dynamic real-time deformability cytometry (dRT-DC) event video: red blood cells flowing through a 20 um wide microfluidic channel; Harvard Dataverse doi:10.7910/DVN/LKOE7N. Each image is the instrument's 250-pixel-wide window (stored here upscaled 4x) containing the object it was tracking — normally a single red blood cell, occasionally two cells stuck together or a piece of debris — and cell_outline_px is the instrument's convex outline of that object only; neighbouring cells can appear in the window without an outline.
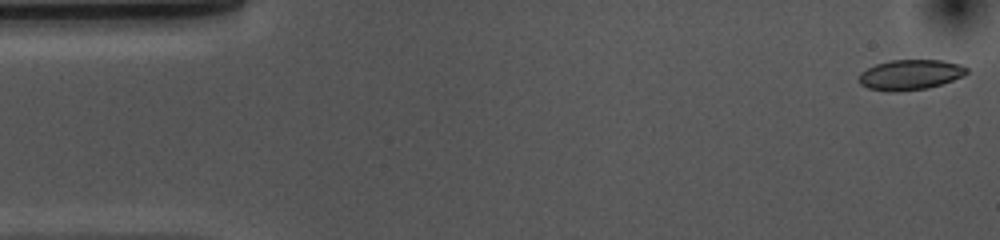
{"species": "common noctule bat (a hibernating species)", "species_latin": "Nyctalus noctula", "temperature_condition": "cold", "stored_images_in_passage": 53, "camera_frame_rate_fps": 3000, "um_per_image_px": 0.085, "animal": {"sex": "female", "body_mass_g": 10.0, "forearm_length_mm": 53.1}, "frame": {"image": 1, "passage_image": 1, "time_ms": 0.0, "image_size_px": [1000, 240], "cell_outline_px": [[968, 72], [964, 76], [928, 88], [896, 92], [888, 92], [868, 88], [860, 84], [860, 72], [876, 64], [892, 60], [944, 60], [960, 64], [968, 68]], "centroid_in_image_um": [77.39, 6.35], "position_along_channel_um": 7.6, "area_um2": 19.02}}
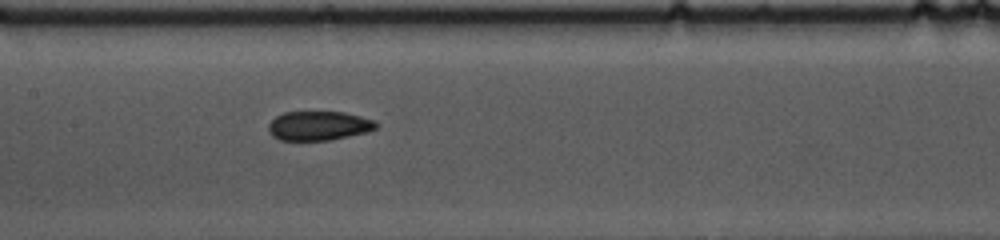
{"frame": {"image": 2, "passage_image": 24, "time_ms": 7.667, "image_size_px": [1000, 240], "cell_outline_px": [[380, 124], [376, 128], [368, 132], [328, 140], [280, 140], [272, 136], [268, 132], [268, 124], [276, 116], [284, 112], [344, 112], [376, 120]], "centroid_in_image_um": [27.1, 10.68], "position_along_channel_um": 180.3, "area_um2": 18.44}}
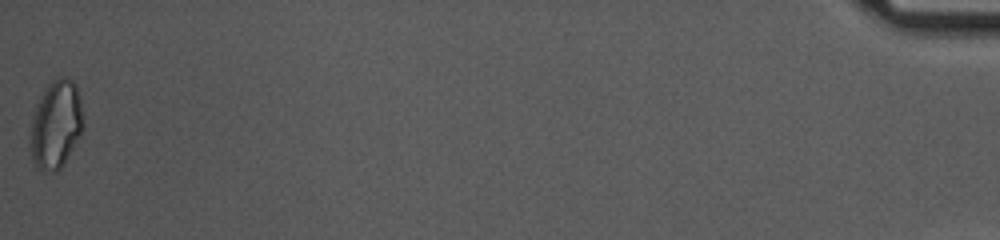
{"frame": {"image": 3, "passage_image": 53, "time_ms": 17.333, "image_size_px": [1000, 240], "cell_outline_px": [[80, 132], [72, 148], [60, 168], [56, 172], [52, 172], [36, 168], [32, 164], [28, 148], [32, 120], [36, 104], [48, 84], [52, 80], [60, 76], [68, 76], [76, 84], [80, 96]], "centroid_in_image_um": [4.68, 10.59], "position_along_channel_um": 430.5, "area_um2": 26.88}, "authors_computed_cell_mechanics": {"area_um2": 19.363, "velocity_mm_per_s": 3.6747, "shape_relaxation_time_tau1_ms": 8.5956, "shape_relaxation_time_tau2_ms": 2.044, "deformation_change_tau1": 0.1535, "deformation_change_tau2": 0.067}}